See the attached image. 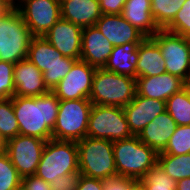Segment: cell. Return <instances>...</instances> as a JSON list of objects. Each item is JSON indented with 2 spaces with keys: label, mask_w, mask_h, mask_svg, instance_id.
<instances>
[{
  "label": "cell",
  "mask_w": 190,
  "mask_h": 190,
  "mask_svg": "<svg viewBox=\"0 0 190 190\" xmlns=\"http://www.w3.org/2000/svg\"><path fill=\"white\" fill-rule=\"evenodd\" d=\"M59 102L52 91L37 97H12L19 134L46 141L52 139Z\"/></svg>",
  "instance_id": "6da1fadb"
},
{
  "label": "cell",
  "mask_w": 190,
  "mask_h": 190,
  "mask_svg": "<svg viewBox=\"0 0 190 190\" xmlns=\"http://www.w3.org/2000/svg\"><path fill=\"white\" fill-rule=\"evenodd\" d=\"M113 153L118 177L141 180L158 162V153L134 135L113 142Z\"/></svg>",
  "instance_id": "7a4b0ae2"
},
{
  "label": "cell",
  "mask_w": 190,
  "mask_h": 190,
  "mask_svg": "<svg viewBox=\"0 0 190 190\" xmlns=\"http://www.w3.org/2000/svg\"><path fill=\"white\" fill-rule=\"evenodd\" d=\"M135 94V78L104 68L94 72L89 96L92 104L125 107L134 99Z\"/></svg>",
  "instance_id": "3957f363"
},
{
  "label": "cell",
  "mask_w": 190,
  "mask_h": 190,
  "mask_svg": "<svg viewBox=\"0 0 190 190\" xmlns=\"http://www.w3.org/2000/svg\"><path fill=\"white\" fill-rule=\"evenodd\" d=\"M79 172L87 177L107 180L117 176L110 140L85 137L77 141Z\"/></svg>",
  "instance_id": "277c9868"
},
{
  "label": "cell",
  "mask_w": 190,
  "mask_h": 190,
  "mask_svg": "<svg viewBox=\"0 0 190 190\" xmlns=\"http://www.w3.org/2000/svg\"><path fill=\"white\" fill-rule=\"evenodd\" d=\"M79 171L76 141L50 139L46 141L35 175L48 182Z\"/></svg>",
  "instance_id": "5b68a950"
},
{
  "label": "cell",
  "mask_w": 190,
  "mask_h": 190,
  "mask_svg": "<svg viewBox=\"0 0 190 190\" xmlns=\"http://www.w3.org/2000/svg\"><path fill=\"white\" fill-rule=\"evenodd\" d=\"M34 35L16 8H10L0 17V61L13 64L27 59Z\"/></svg>",
  "instance_id": "8992f818"
},
{
  "label": "cell",
  "mask_w": 190,
  "mask_h": 190,
  "mask_svg": "<svg viewBox=\"0 0 190 190\" xmlns=\"http://www.w3.org/2000/svg\"><path fill=\"white\" fill-rule=\"evenodd\" d=\"M27 59L42 73L50 91L69 73L77 59L63 56L43 36H34L28 48Z\"/></svg>",
  "instance_id": "52a82bcc"
},
{
  "label": "cell",
  "mask_w": 190,
  "mask_h": 190,
  "mask_svg": "<svg viewBox=\"0 0 190 190\" xmlns=\"http://www.w3.org/2000/svg\"><path fill=\"white\" fill-rule=\"evenodd\" d=\"M92 105L86 98L60 100L52 139L77 142L85 138Z\"/></svg>",
  "instance_id": "ba28073f"
},
{
  "label": "cell",
  "mask_w": 190,
  "mask_h": 190,
  "mask_svg": "<svg viewBox=\"0 0 190 190\" xmlns=\"http://www.w3.org/2000/svg\"><path fill=\"white\" fill-rule=\"evenodd\" d=\"M132 136L123 107L92 105L87 137L115 142Z\"/></svg>",
  "instance_id": "9c48e42d"
},
{
  "label": "cell",
  "mask_w": 190,
  "mask_h": 190,
  "mask_svg": "<svg viewBox=\"0 0 190 190\" xmlns=\"http://www.w3.org/2000/svg\"><path fill=\"white\" fill-rule=\"evenodd\" d=\"M151 38L159 45L166 72L185 81L190 75L189 37L160 29Z\"/></svg>",
  "instance_id": "30bf717a"
},
{
  "label": "cell",
  "mask_w": 190,
  "mask_h": 190,
  "mask_svg": "<svg viewBox=\"0 0 190 190\" xmlns=\"http://www.w3.org/2000/svg\"><path fill=\"white\" fill-rule=\"evenodd\" d=\"M45 144L46 140L21 134L7 141L5 152L22 178L35 175Z\"/></svg>",
  "instance_id": "8fae6325"
},
{
  "label": "cell",
  "mask_w": 190,
  "mask_h": 190,
  "mask_svg": "<svg viewBox=\"0 0 190 190\" xmlns=\"http://www.w3.org/2000/svg\"><path fill=\"white\" fill-rule=\"evenodd\" d=\"M16 9L34 36H44L61 18L59 0H22Z\"/></svg>",
  "instance_id": "7c38bea8"
},
{
  "label": "cell",
  "mask_w": 190,
  "mask_h": 190,
  "mask_svg": "<svg viewBox=\"0 0 190 190\" xmlns=\"http://www.w3.org/2000/svg\"><path fill=\"white\" fill-rule=\"evenodd\" d=\"M95 71L87 62L77 60L52 92L59 100L89 99Z\"/></svg>",
  "instance_id": "4fadbf2b"
},
{
  "label": "cell",
  "mask_w": 190,
  "mask_h": 190,
  "mask_svg": "<svg viewBox=\"0 0 190 190\" xmlns=\"http://www.w3.org/2000/svg\"><path fill=\"white\" fill-rule=\"evenodd\" d=\"M82 27L60 18L43 36L63 56L80 60Z\"/></svg>",
  "instance_id": "5bb4252c"
},
{
  "label": "cell",
  "mask_w": 190,
  "mask_h": 190,
  "mask_svg": "<svg viewBox=\"0 0 190 190\" xmlns=\"http://www.w3.org/2000/svg\"><path fill=\"white\" fill-rule=\"evenodd\" d=\"M123 110L130 132L138 136L146 125L166 111V102L135 94L134 99Z\"/></svg>",
  "instance_id": "9a60e30c"
},
{
  "label": "cell",
  "mask_w": 190,
  "mask_h": 190,
  "mask_svg": "<svg viewBox=\"0 0 190 190\" xmlns=\"http://www.w3.org/2000/svg\"><path fill=\"white\" fill-rule=\"evenodd\" d=\"M95 26L114 47L126 43H141L146 38L121 14H103Z\"/></svg>",
  "instance_id": "2e32d148"
},
{
  "label": "cell",
  "mask_w": 190,
  "mask_h": 190,
  "mask_svg": "<svg viewBox=\"0 0 190 190\" xmlns=\"http://www.w3.org/2000/svg\"><path fill=\"white\" fill-rule=\"evenodd\" d=\"M14 97H37L50 92L43 73L28 59L14 65Z\"/></svg>",
  "instance_id": "e0dca14e"
},
{
  "label": "cell",
  "mask_w": 190,
  "mask_h": 190,
  "mask_svg": "<svg viewBox=\"0 0 190 190\" xmlns=\"http://www.w3.org/2000/svg\"><path fill=\"white\" fill-rule=\"evenodd\" d=\"M114 46L96 28V26L82 29V45L80 60L99 69L104 68Z\"/></svg>",
  "instance_id": "ac0fdd59"
},
{
  "label": "cell",
  "mask_w": 190,
  "mask_h": 190,
  "mask_svg": "<svg viewBox=\"0 0 190 190\" xmlns=\"http://www.w3.org/2000/svg\"><path fill=\"white\" fill-rule=\"evenodd\" d=\"M184 88V81L170 73L136 78V94L145 98L167 101Z\"/></svg>",
  "instance_id": "d6986e66"
},
{
  "label": "cell",
  "mask_w": 190,
  "mask_h": 190,
  "mask_svg": "<svg viewBox=\"0 0 190 190\" xmlns=\"http://www.w3.org/2000/svg\"><path fill=\"white\" fill-rule=\"evenodd\" d=\"M176 127L175 120L165 111L146 125L138 137L142 143L151 147L157 153H161L165 150Z\"/></svg>",
  "instance_id": "ffe728a7"
},
{
  "label": "cell",
  "mask_w": 190,
  "mask_h": 190,
  "mask_svg": "<svg viewBox=\"0 0 190 190\" xmlns=\"http://www.w3.org/2000/svg\"><path fill=\"white\" fill-rule=\"evenodd\" d=\"M61 18L82 28L95 26L103 15L99 0H62Z\"/></svg>",
  "instance_id": "44dd1931"
},
{
  "label": "cell",
  "mask_w": 190,
  "mask_h": 190,
  "mask_svg": "<svg viewBox=\"0 0 190 190\" xmlns=\"http://www.w3.org/2000/svg\"><path fill=\"white\" fill-rule=\"evenodd\" d=\"M138 55L136 78L158 76L166 72L159 45L151 37H146L139 44Z\"/></svg>",
  "instance_id": "7402d4cb"
},
{
  "label": "cell",
  "mask_w": 190,
  "mask_h": 190,
  "mask_svg": "<svg viewBox=\"0 0 190 190\" xmlns=\"http://www.w3.org/2000/svg\"><path fill=\"white\" fill-rule=\"evenodd\" d=\"M121 15L146 37L160 30L151 13V0H127Z\"/></svg>",
  "instance_id": "603a6c76"
},
{
  "label": "cell",
  "mask_w": 190,
  "mask_h": 190,
  "mask_svg": "<svg viewBox=\"0 0 190 190\" xmlns=\"http://www.w3.org/2000/svg\"><path fill=\"white\" fill-rule=\"evenodd\" d=\"M139 44L140 43H126L120 46H115L104 69L136 79Z\"/></svg>",
  "instance_id": "cb8c5ba5"
},
{
  "label": "cell",
  "mask_w": 190,
  "mask_h": 190,
  "mask_svg": "<svg viewBox=\"0 0 190 190\" xmlns=\"http://www.w3.org/2000/svg\"><path fill=\"white\" fill-rule=\"evenodd\" d=\"M158 163L176 181L190 178V153L183 155L158 153Z\"/></svg>",
  "instance_id": "d4e9b609"
},
{
  "label": "cell",
  "mask_w": 190,
  "mask_h": 190,
  "mask_svg": "<svg viewBox=\"0 0 190 190\" xmlns=\"http://www.w3.org/2000/svg\"><path fill=\"white\" fill-rule=\"evenodd\" d=\"M166 111L178 126L190 125V96L185 88L167 99Z\"/></svg>",
  "instance_id": "484cf974"
},
{
  "label": "cell",
  "mask_w": 190,
  "mask_h": 190,
  "mask_svg": "<svg viewBox=\"0 0 190 190\" xmlns=\"http://www.w3.org/2000/svg\"><path fill=\"white\" fill-rule=\"evenodd\" d=\"M186 0H151V13L160 29H165L175 18Z\"/></svg>",
  "instance_id": "4316f807"
},
{
  "label": "cell",
  "mask_w": 190,
  "mask_h": 190,
  "mask_svg": "<svg viewBox=\"0 0 190 190\" xmlns=\"http://www.w3.org/2000/svg\"><path fill=\"white\" fill-rule=\"evenodd\" d=\"M145 190H176L177 181L170 177L157 162L140 180Z\"/></svg>",
  "instance_id": "83f0119b"
},
{
  "label": "cell",
  "mask_w": 190,
  "mask_h": 190,
  "mask_svg": "<svg viewBox=\"0 0 190 190\" xmlns=\"http://www.w3.org/2000/svg\"><path fill=\"white\" fill-rule=\"evenodd\" d=\"M0 132L6 141L19 135V124L13 109L12 98L0 100Z\"/></svg>",
  "instance_id": "f1b7e54d"
},
{
  "label": "cell",
  "mask_w": 190,
  "mask_h": 190,
  "mask_svg": "<svg viewBox=\"0 0 190 190\" xmlns=\"http://www.w3.org/2000/svg\"><path fill=\"white\" fill-rule=\"evenodd\" d=\"M22 177L13 166L6 152L0 153V190H17Z\"/></svg>",
  "instance_id": "f546056e"
},
{
  "label": "cell",
  "mask_w": 190,
  "mask_h": 190,
  "mask_svg": "<svg viewBox=\"0 0 190 190\" xmlns=\"http://www.w3.org/2000/svg\"><path fill=\"white\" fill-rule=\"evenodd\" d=\"M161 153L183 155L190 153V125L178 126Z\"/></svg>",
  "instance_id": "4dcf8cb0"
},
{
  "label": "cell",
  "mask_w": 190,
  "mask_h": 190,
  "mask_svg": "<svg viewBox=\"0 0 190 190\" xmlns=\"http://www.w3.org/2000/svg\"><path fill=\"white\" fill-rule=\"evenodd\" d=\"M165 30L184 37H190V0L184 2L173 21Z\"/></svg>",
  "instance_id": "1f68e13d"
},
{
  "label": "cell",
  "mask_w": 190,
  "mask_h": 190,
  "mask_svg": "<svg viewBox=\"0 0 190 190\" xmlns=\"http://www.w3.org/2000/svg\"><path fill=\"white\" fill-rule=\"evenodd\" d=\"M14 65L11 62L0 61V100L14 97Z\"/></svg>",
  "instance_id": "d6a6232c"
},
{
  "label": "cell",
  "mask_w": 190,
  "mask_h": 190,
  "mask_svg": "<svg viewBox=\"0 0 190 190\" xmlns=\"http://www.w3.org/2000/svg\"><path fill=\"white\" fill-rule=\"evenodd\" d=\"M81 173L75 172L64 176H58V180L50 183L51 190H76Z\"/></svg>",
  "instance_id": "836d02e7"
},
{
  "label": "cell",
  "mask_w": 190,
  "mask_h": 190,
  "mask_svg": "<svg viewBox=\"0 0 190 190\" xmlns=\"http://www.w3.org/2000/svg\"><path fill=\"white\" fill-rule=\"evenodd\" d=\"M21 188L23 190H51L50 184L36 175L23 177Z\"/></svg>",
  "instance_id": "e575fe53"
},
{
  "label": "cell",
  "mask_w": 190,
  "mask_h": 190,
  "mask_svg": "<svg viewBox=\"0 0 190 190\" xmlns=\"http://www.w3.org/2000/svg\"><path fill=\"white\" fill-rule=\"evenodd\" d=\"M127 0H99L102 14H121Z\"/></svg>",
  "instance_id": "d590c367"
},
{
  "label": "cell",
  "mask_w": 190,
  "mask_h": 190,
  "mask_svg": "<svg viewBox=\"0 0 190 190\" xmlns=\"http://www.w3.org/2000/svg\"><path fill=\"white\" fill-rule=\"evenodd\" d=\"M105 180L87 177L81 174L76 190H104Z\"/></svg>",
  "instance_id": "8d00e7d4"
},
{
  "label": "cell",
  "mask_w": 190,
  "mask_h": 190,
  "mask_svg": "<svg viewBox=\"0 0 190 190\" xmlns=\"http://www.w3.org/2000/svg\"><path fill=\"white\" fill-rule=\"evenodd\" d=\"M135 180L126 177H115L105 180L104 190H128Z\"/></svg>",
  "instance_id": "74e56055"
},
{
  "label": "cell",
  "mask_w": 190,
  "mask_h": 190,
  "mask_svg": "<svg viewBox=\"0 0 190 190\" xmlns=\"http://www.w3.org/2000/svg\"><path fill=\"white\" fill-rule=\"evenodd\" d=\"M176 190H190V178L178 180L176 183Z\"/></svg>",
  "instance_id": "f35d334b"
},
{
  "label": "cell",
  "mask_w": 190,
  "mask_h": 190,
  "mask_svg": "<svg viewBox=\"0 0 190 190\" xmlns=\"http://www.w3.org/2000/svg\"><path fill=\"white\" fill-rule=\"evenodd\" d=\"M128 190H145V188L140 180H135Z\"/></svg>",
  "instance_id": "ab89813d"
},
{
  "label": "cell",
  "mask_w": 190,
  "mask_h": 190,
  "mask_svg": "<svg viewBox=\"0 0 190 190\" xmlns=\"http://www.w3.org/2000/svg\"><path fill=\"white\" fill-rule=\"evenodd\" d=\"M3 1L9 8H16L22 0H1Z\"/></svg>",
  "instance_id": "60d3db41"
},
{
  "label": "cell",
  "mask_w": 190,
  "mask_h": 190,
  "mask_svg": "<svg viewBox=\"0 0 190 190\" xmlns=\"http://www.w3.org/2000/svg\"><path fill=\"white\" fill-rule=\"evenodd\" d=\"M7 141L0 132V153L5 152Z\"/></svg>",
  "instance_id": "b9f144b4"
},
{
  "label": "cell",
  "mask_w": 190,
  "mask_h": 190,
  "mask_svg": "<svg viewBox=\"0 0 190 190\" xmlns=\"http://www.w3.org/2000/svg\"><path fill=\"white\" fill-rule=\"evenodd\" d=\"M10 8L0 0V17L9 10Z\"/></svg>",
  "instance_id": "7bdbcfd3"
},
{
  "label": "cell",
  "mask_w": 190,
  "mask_h": 190,
  "mask_svg": "<svg viewBox=\"0 0 190 190\" xmlns=\"http://www.w3.org/2000/svg\"><path fill=\"white\" fill-rule=\"evenodd\" d=\"M184 88L187 90L190 96V75L184 81Z\"/></svg>",
  "instance_id": "ee69618b"
}]
</instances>
